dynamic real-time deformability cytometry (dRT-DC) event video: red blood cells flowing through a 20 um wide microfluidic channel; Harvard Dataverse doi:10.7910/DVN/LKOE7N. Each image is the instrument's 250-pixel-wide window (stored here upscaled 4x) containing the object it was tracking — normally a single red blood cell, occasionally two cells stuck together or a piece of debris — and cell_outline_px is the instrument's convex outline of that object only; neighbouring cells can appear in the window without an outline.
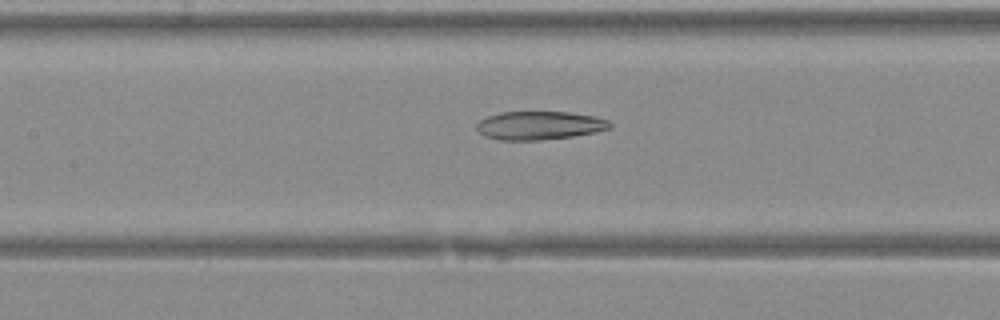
{"species": "Egyptian fruit bat (a non-hibernating species)", "species_latin": "Rousettus aegyptiacus", "temperature_condition": "warm", "stored_images_in_passage": 32, "camera_frame_rate_fps": 3000, "um_per_image_px": 0.085, "animal": {"sex": "female"}, "frame": {"image": 1, "passage_image": 12, "time_ms": 3.667, "image_size_px": [1000, 320], "cell_outline_px": [[612, 128], [596, 132], [572, 136], [540, 140], [500, 140], [484, 136], [476, 128], [476, 124], [480, 120], [488, 116], [500, 112], [568, 112], [596, 116], [608, 120], [612, 124]], "centroid_in_image_um": [45.87, 10.66], "position_along_channel_um": 161.5, "area_um2": 22.14}}
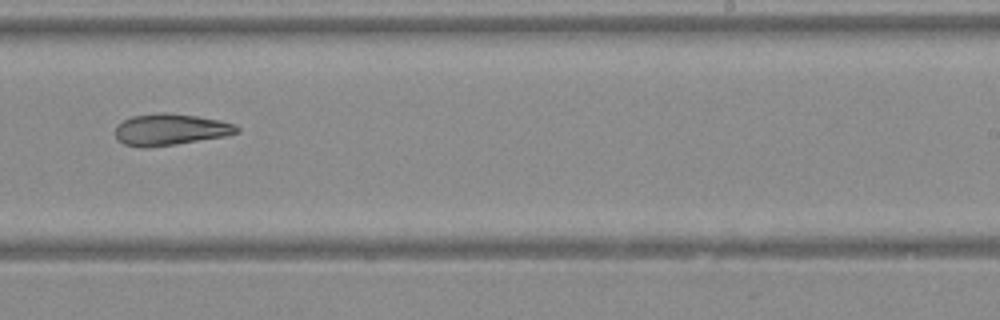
{"frame": {"image": 2, "passage_image": 19, "time_ms": 6.0, "image_size_px": [1000, 320], "cell_outline_px": [[240, 132], [224, 136], [172, 144], [144, 148], [124, 144], [116, 136], [116, 124], [132, 116], [164, 112], [196, 116], [236, 124], [240, 128]], "centroid_in_image_um": [14.47, 11.0], "position_along_channel_um": 274.5, "area_um2": 21.91}}
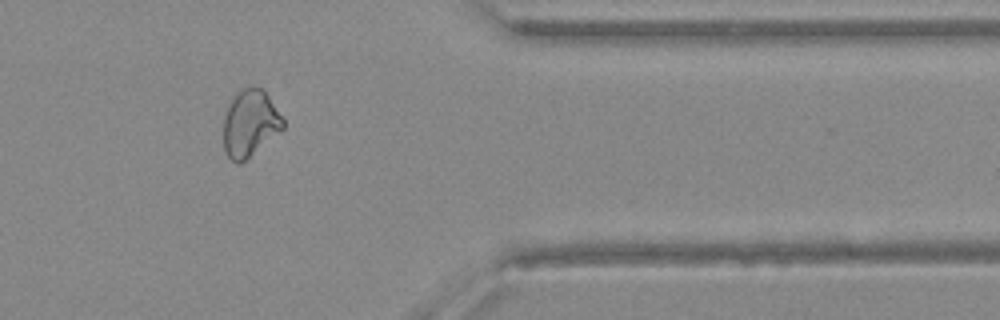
{"frame": {"image": 3, "passage_image": 27, "time_ms": 8.667, "image_size_px": [1000, 320], "cell_outline_px": [[284, 128], [240, 164], [236, 164], [224, 152], [224, 116], [228, 104], [236, 92], [244, 88], [264, 88], [284, 120]], "centroid_in_image_um": [21.24, 10.48], "position_along_channel_um": 390.2, "area_um2": 23.06}}